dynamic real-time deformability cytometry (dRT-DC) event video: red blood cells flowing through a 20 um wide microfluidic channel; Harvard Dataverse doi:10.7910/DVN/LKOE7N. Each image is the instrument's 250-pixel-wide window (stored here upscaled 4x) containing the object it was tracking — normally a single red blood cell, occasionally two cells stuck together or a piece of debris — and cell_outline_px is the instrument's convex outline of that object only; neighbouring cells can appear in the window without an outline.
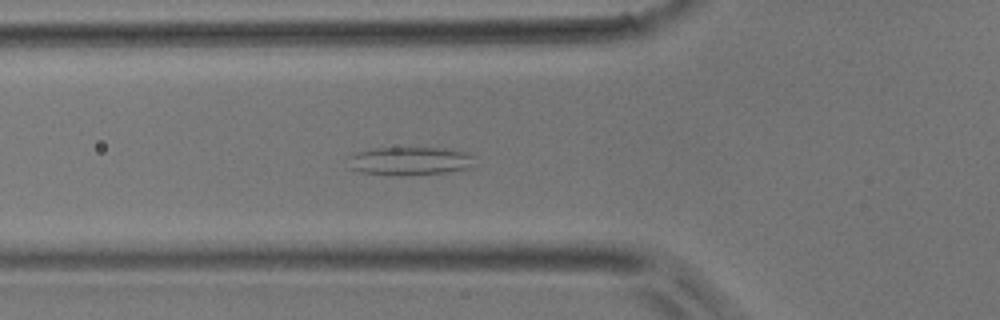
{"species": "common noctule bat (a hibernating species)", "species_latin": "Nyctalus noctula", "temperature_condition": "room temperature", "stored_images_in_passage": 44, "camera_frame_rate_fps": 3000, "um_per_image_px": 0.085, "animal": {"sex": "male", "body_mass_g": 17.9}, "frame": {"image": 1, "passage_image": 17, "time_ms": 5.333, "image_size_px": [1000, 320], "cell_outline_px": [[476, 156], [468, 168], [444, 172], [400, 176], [392, 176], [360, 172], [348, 168], [348, 156], [356, 152], [372, 148], [448, 148], [464, 152]], "centroid_in_image_um": [34.75, 13.69], "position_along_channel_um": 91.0, "area_um2": 21.1}}
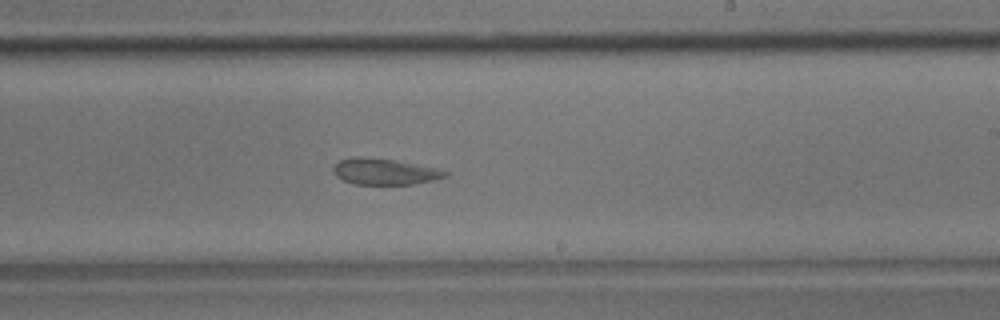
{"frame": {"image": 2, "passage_image": 29, "time_ms": 9.333, "image_size_px": [1000, 320], "cell_outline_px": [[448, 176], [432, 180], [412, 184], [352, 184], [336, 176], [332, 172], [332, 168], [340, 160], [356, 156], [360, 156], [392, 160], [440, 168], [448, 172]], "centroid_in_image_um": [32.68, 14.58], "position_along_channel_um": 256.3, "area_um2": 16.99}}
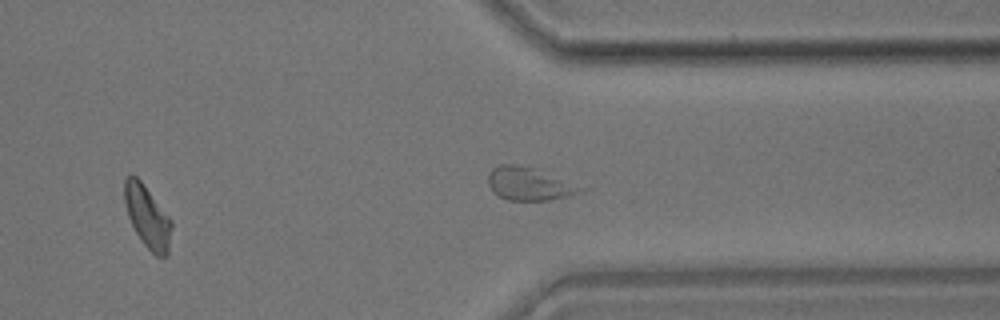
{"frame": {"image": 3, "passage_image": 37, "time_ms": 12.0, "image_size_px": [1000, 320], "cell_outline_px": [[172, 228], [168, 256], [156, 256], [140, 240], [128, 216], [124, 204], [124, 180], [132, 172], [140, 180], [172, 220]], "centroid_in_image_um": [12.53, 18.42], "position_along_channel_um": 398.9, "area_um2": 17.11}}